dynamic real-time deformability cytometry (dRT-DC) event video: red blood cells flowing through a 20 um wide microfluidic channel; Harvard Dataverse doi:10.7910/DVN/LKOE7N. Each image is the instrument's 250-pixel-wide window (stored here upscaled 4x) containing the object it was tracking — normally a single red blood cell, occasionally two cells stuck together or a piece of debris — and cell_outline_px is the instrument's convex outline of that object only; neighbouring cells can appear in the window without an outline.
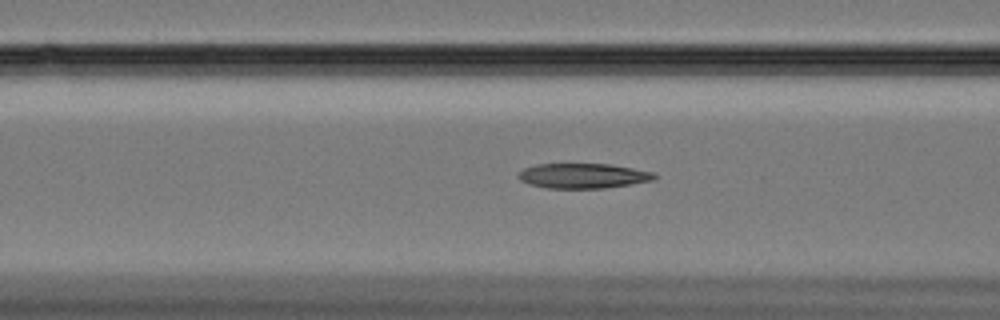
{"species": "Egyptian fruit bat (a non-hibernating species)", "species_latin": "Rousettus aegyptiacus", "temperature_condition": "cold", "stored_images_in_passage": 58, "camera_frame_rate_fps": 3000, "um_per_image_px": 0.085, "animal": {"sex": "female"}, "frame": {"image": 1, "passage_image": 22, "time_ms": 7.0, "image_size_px": [1000, 320], "cell_outline_px": [[656, 176], [652, 180], [604, 188], [548, 188], [528, 184], [520, 180], [516, 176], [524, 168], [540, 164], [612, 164], [652, 172]], "centroid_in_image_um": [49.51, 14.94], "position_along_channel_um": 117.1, "area_um2": 19.54}}
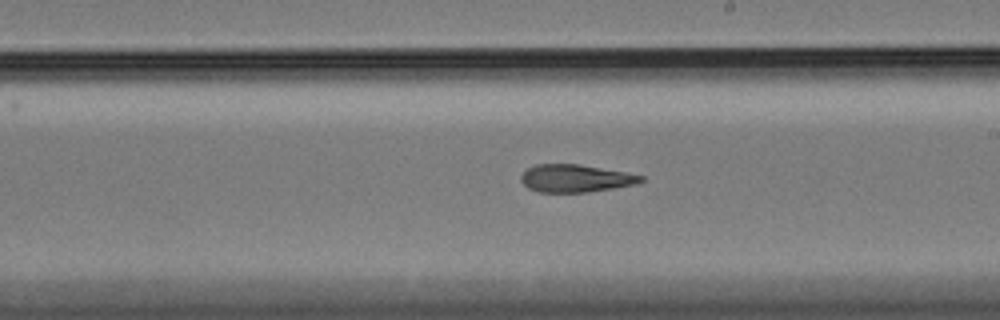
{"frame": {"image": 2, "passage_image": 33, "time_ms": 10.667, "image_size_px": [1000, 320], "cell_outline_px": [[644, 180], [636, 184], [612, 188], [584, 192], [540, 192], [528, 188], [520, 180], [520, 176], [528, 168], [536, 164], [580, 164], [624, 172], [644, 176]], "centroid_in_image_um": [48.9, 15.15], "position_along_channel_um": 240.1, "area_um2": 19.13}}
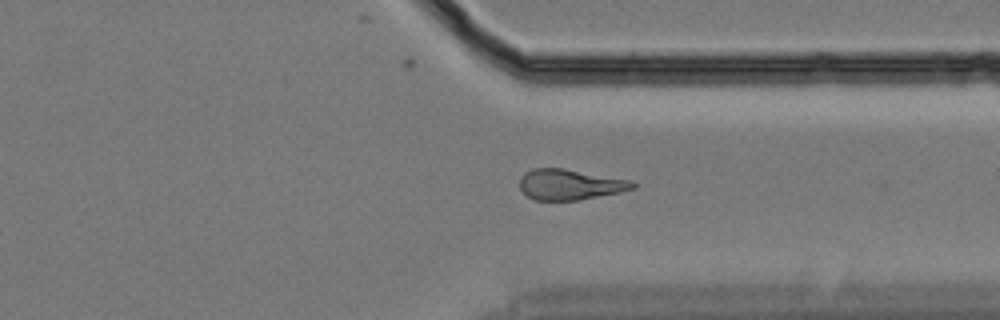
{"frame": {"image": 3, "passage_image": 44, "time_ms": 14.333, "image_size_px": [1000, 320], "cell_outline_px": [[636, 188], [620, 192], [576, 200], [532, 200], [520, 188], [520, 176], [524, 172], [532, 168], [560, 168], [632, 180], [636, 184]], "centroid_in_image_um": [48.43, 15.68], "position_along_channel_um": 363.0, "area_um2": 20.06}, "authors_computed_cell_mechanics": {"area_um2": 20.3745, "velocity_mm_per_s": 3.3442, "shape_relaxation_time_tau1_ms": 6.2982, "shape_relaxation_time_tau2_ms": 4.1103, "deformation_change_tau1": 0.1601, "deformation_change_tau2": 0.1392}}